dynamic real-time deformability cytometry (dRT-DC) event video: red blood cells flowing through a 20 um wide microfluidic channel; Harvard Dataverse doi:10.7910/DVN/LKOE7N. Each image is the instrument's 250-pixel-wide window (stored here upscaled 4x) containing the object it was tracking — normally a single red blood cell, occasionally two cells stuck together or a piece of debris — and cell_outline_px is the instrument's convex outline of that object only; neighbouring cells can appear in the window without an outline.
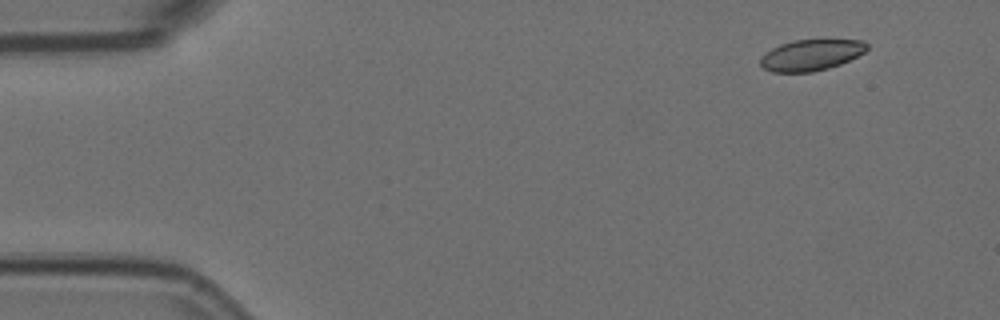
{"species": "Egyptian fruit bat (a non-hibernating species)", "species_latin": "Rousettus aegyptiacus", "temperature_condition": "room temperature", "stored_images_in_passage": 7, "camera_frame_rate_fps": 3000, "um_per_image_px": 0.085, "animal": {"sex": "female"}, "frame": {"image": 1, "passage_image": 1, "time_ms": 0.0, "image_size_px": [1000, 320], "cell_outline_px": [[868, 48], [864, 52], [840, 64], [828, 68], [812, 72], [772, 72], [764, 68], [760, 64], [760, 60], [772, 48], [780, 44], [792, 40], [864, 40], [868, 44]], "centroid_in_image_um": [68.95, 4.67], "position_along_channel_um": 16.0, "area_um2": 19.07}}
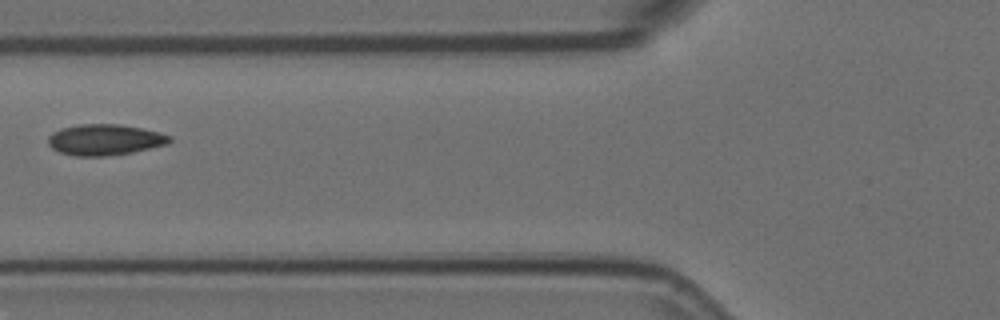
{"frame": {"image": 2, "passage_image": 5, "time_ms": 1.333, "image_size_px": [1000, 320], "cell_outline_px": [[172, 140], [168, 144], [132, 152], [104, 156], [76, 156], [60, 152], [52, 148], [48, 144], [48, 136], [52, 132], [60, 128], [80, 124], [120, 124], [160, 132], [172, 136]], "centroid_in_image_um": [8.91, 11.87], "position_along_channel_um": 116.9, "area_um2": 21.96}}
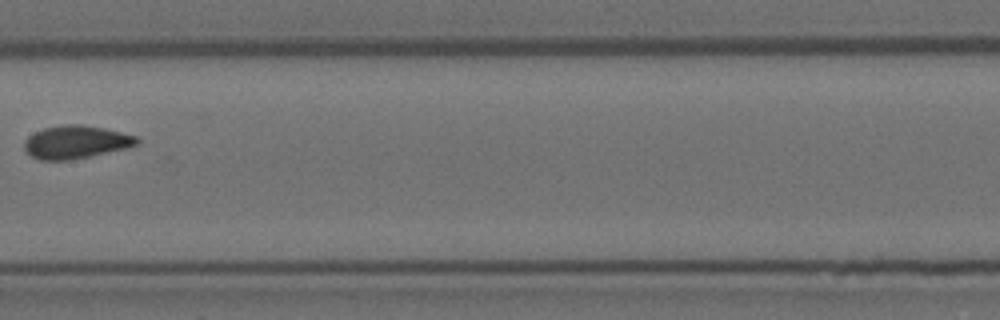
{"frame": {"image": 3, "passage_image": 7, "time_ms": 2.0, "image_size_px": [1000, 320], "cell_outline_px": [[140, 140], [136, 144], [124, 148], [88, 156], [68, 160], [40, 160], [32, 156], [24, 148], [24, 140], [28, 136], [44, 128], [64, 124], [80, 124], [104, 128], [136, 136]], "centroid_in_image_um": [6.41, 12.06], "position_along_channel_um": 201.0, "area_um2": 21.27}}